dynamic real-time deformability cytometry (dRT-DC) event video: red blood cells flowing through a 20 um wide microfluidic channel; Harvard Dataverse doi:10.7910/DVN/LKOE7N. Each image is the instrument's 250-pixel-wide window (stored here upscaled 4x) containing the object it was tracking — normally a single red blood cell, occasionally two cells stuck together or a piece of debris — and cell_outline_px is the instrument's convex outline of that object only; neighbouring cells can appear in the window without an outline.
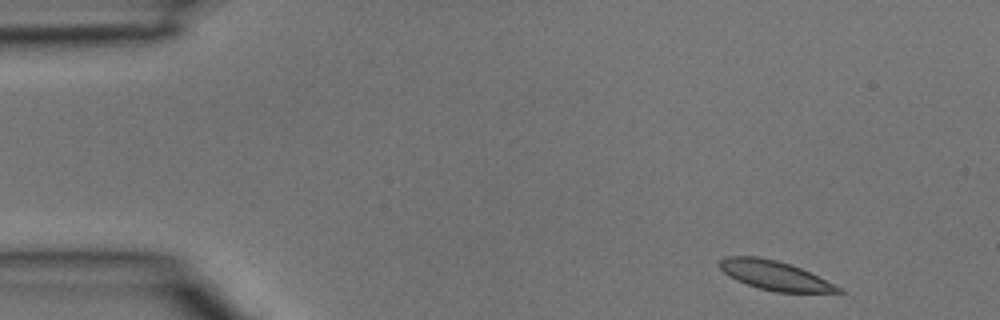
{"species": "common noctule bat (a hibernating species)", "species_latin": "Nyctalus noctula", "temperature_condition": "room temperature", "stored_images_in_passage": 4, "segment_of_instrument_passage": [1, 2], "camera_frame_rate_fps": 3000, "um_per_image_px": 0.085, "animal": {"sex": "male", "body_mass_g": 15.6}, "frame": {"image": 1, "passage_image": 1, "time_ms": 0.0, "image_size_px": [1000, 320], "cell_outline_px": [[844, 292], [776, 292], [760, 288], [736, 280], [728, 276], [716, 264], [724, 256], [756, 256], [776, 260], [800, 268], [844, 288]], "centroid_in_image_um": [65.82, 23.4], "position_along_channel_um": 19.2, "area_um2": 20.06}}
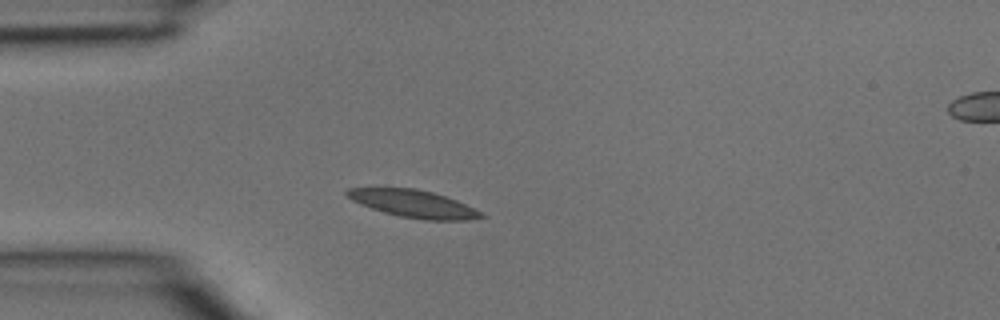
{"frame": {"image": 2, "passage_image": 3, "time_ms": 0.667, "image_size_px": [1000, 320], "cell_outline_px": [[488, 216], [472, 220], [424, 220], [400, 216], [384, 212], [360, 204], [352, 200], [344, 192], [344, 188], [416, 188], [432, 192], [456, 200], [484, 212]], "centroid_in_image_um": [35.19, 17.32], "position_along_channel_um": 49.8, "area_um2": 21.5}}